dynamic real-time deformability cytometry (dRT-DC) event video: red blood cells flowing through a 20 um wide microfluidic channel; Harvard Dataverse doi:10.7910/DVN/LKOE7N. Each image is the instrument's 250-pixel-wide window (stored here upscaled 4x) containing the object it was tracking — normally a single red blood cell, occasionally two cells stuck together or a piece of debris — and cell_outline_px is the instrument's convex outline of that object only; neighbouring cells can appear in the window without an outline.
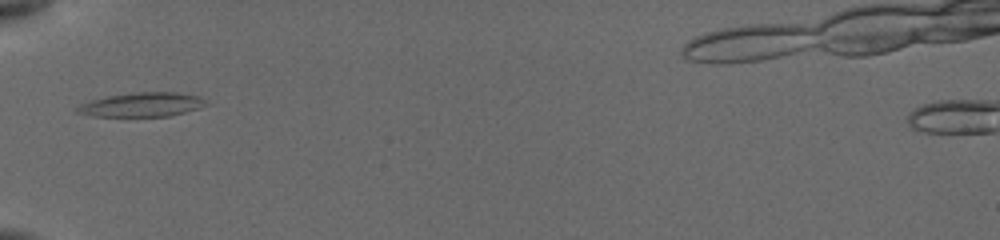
{"species": "common noctule bat (a hibernating species)", "species_latin": "Nyctalus noctula", "temperature_condition": "cold", "stored_images_in_passage": 7, "camera_frame_rate_fps": 3000, "um_per_image_px": 0.085, "animal": {"sex": "female", "body_mass_g": 19.5, "forearm_length_mm": 54.1}, "frame": {"image": 1, "passage_image": 1, "time_ms": 0.0, "image_size_px": [1000, 240], "cell_outline_px": [[208, 104], [184, 112], [168, 116], [92, 116], [76, 112], [76, 108], [80, 104], [92, 100], [108, 96], [132, 92], [176, 92], [200, 96]], "centroid_in_image_um": [12.05, 8.89], "position_along_channel_um": 73.0, "area_um2": 17.92}}
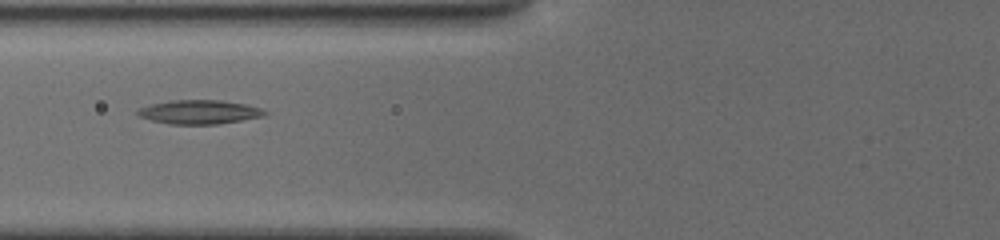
{"frame": {"image": 2, "passage_image": 6, "time_ms": 1.0, "image_size_px": [1000, 240], "cell_outline_px": [[268, 112], [260, 116], [240, 120], [216, 124], [168, 124], [152, 120], [140, 116], [136, 112], [140, 108], [152, 104], [172, 100], [220, 100], [244, 104], [260, 108]], "centroid_in_image_um": [16.91, 9.52], "position_along_channel_um": 108.9, "area_um2": 17.34}}